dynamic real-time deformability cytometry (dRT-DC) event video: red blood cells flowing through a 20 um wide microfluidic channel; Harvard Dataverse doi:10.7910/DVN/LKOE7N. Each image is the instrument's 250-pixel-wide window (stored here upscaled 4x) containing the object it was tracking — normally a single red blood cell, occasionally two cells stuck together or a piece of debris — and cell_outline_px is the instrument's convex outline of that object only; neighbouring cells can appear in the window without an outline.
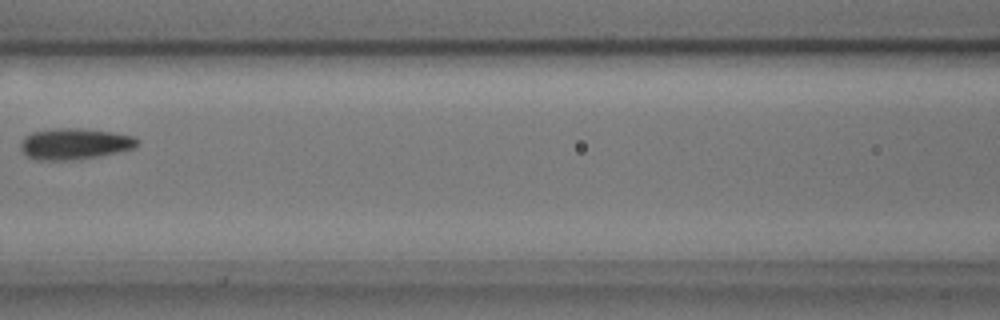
{"species": "common noctule bat (a hibernating species)", "species_latin": "Nyctalus noctula", "temperature_condition": "cold", "stored_images_in_passage": 7, "camera_frame_rate_fps": 3000, "um_per_image_px": 0.085, "animal": {"sex": "male", "body_mass_g": 17.9, "forearm_length_mm": 54.2}, "frame": {"image": 1, "passage_image": 6, "time_ms": 1.667, "image_size_px": [1000, 320], "cell_outline_px": [[140, 144], [136, 148], [100, 156], [80, 160], [36, 160], [28, 156], [20, 148], [20, 144], [24, 136], [32, 132], [56, 128], [80, 128], [112, 132], [132, 136], [140, 140]], "centroid_in_image_um": [6.37, 12.23], "position_along_channel_um": 160.2, "area_um2": 21.44}}
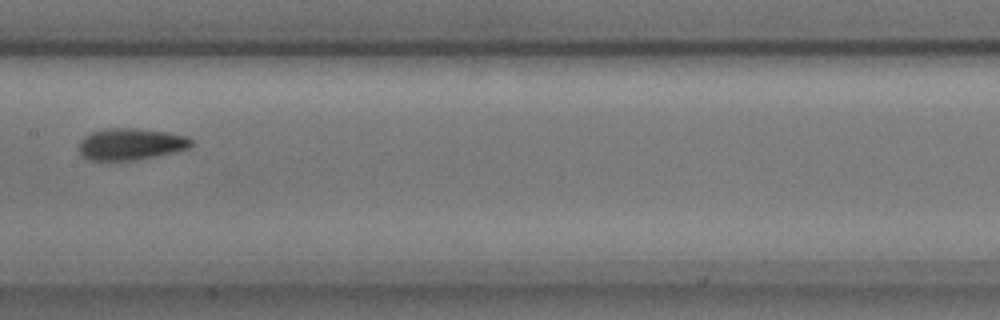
{"frame": {"image": 2, "passage_image": 7, "time_ms": 2.0, "image_size_px": [1000, 320], "cell_outline_px": [[192, 144], [188, 148], [156, 156], [136, 160], [88, 160], [80, 156], [76, 148], [80, 140], [84, 136], [92, 132], [108, 128], [136, 128], [168, 132], [188, 136], [192, 140]], "centroid_in_image_um": [11.05, 12.25], "position_along_channel_um": 196.3, "area_um2": 20.98}}